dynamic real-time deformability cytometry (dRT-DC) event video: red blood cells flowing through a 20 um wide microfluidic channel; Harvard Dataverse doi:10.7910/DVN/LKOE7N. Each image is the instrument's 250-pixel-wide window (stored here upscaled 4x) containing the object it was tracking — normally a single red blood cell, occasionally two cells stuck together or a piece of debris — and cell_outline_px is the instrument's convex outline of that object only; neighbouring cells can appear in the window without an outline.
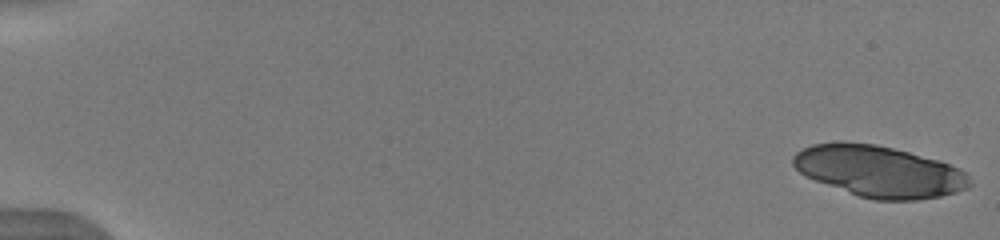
{"species": "human", "species_latin": "Homo sapiens", "temperature_condition": "warm", "stored_images_in_passage": 44, "camera_frame_rate_fps": 3000, "um_per_image_px": 0.085, "donor": {"sex": "male"}, "frame": {"image": 1, "passage_image": 1, "time_ms": 0.0, "image_size_px": [1000, 240], "cell_outline_px": [[972, 184], [968, 188], [956, 192], [940, 196], [916, 200], [872, 200], [860, 196], [816, 180], [800, 172], [792, 164], [792, 156], [796, 152], [812, 144], [844, 140], [876, 144], [940, 160], [964, 172], [968, 176]], "centroid_in_image_um": [74.72, 14.55], "position_along_channel_um": 10.3, "area_um2": 52.66}}
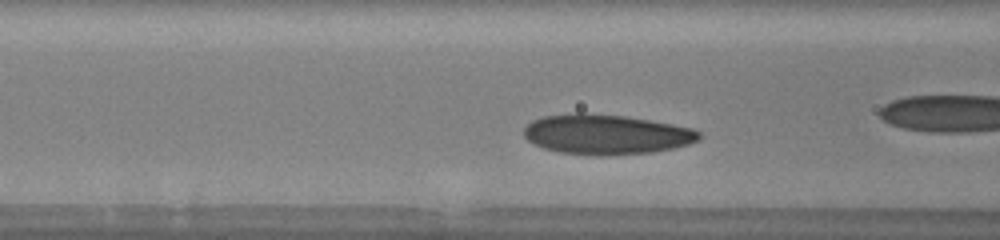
{"frame": {"image": 2, "passage_image": 19, "time_ms": 6.0, "image_size_px": [1000, 240], "cell_outline_px": [[700, 140], [688, 144], [672, 148], [652, 152], [592, 156], [560, 152], [544, 148], [532, 144], [524, 136], [524, 128], [532, 120], [544, 116], [576, 112], [584, 112], [624, 116], [672, 124], [692, 128], [700, 132]], "centroid_in_image_um": [51.49, 11.42], "position_along_channel_um": 115.1, "area_um2": 40.81}, "authors_computed_cell_mechanics": {"area_um2": 40.5756, "velocity_mm_per_s": 3.8618, "shape_relaxation_time_tau1_ms": 0.6932, "shape_relaxation_time_tau2_ms": 10.0628, "deformation_change_tau1": 0.071, "deformation_change_tau2": 0.1948}}